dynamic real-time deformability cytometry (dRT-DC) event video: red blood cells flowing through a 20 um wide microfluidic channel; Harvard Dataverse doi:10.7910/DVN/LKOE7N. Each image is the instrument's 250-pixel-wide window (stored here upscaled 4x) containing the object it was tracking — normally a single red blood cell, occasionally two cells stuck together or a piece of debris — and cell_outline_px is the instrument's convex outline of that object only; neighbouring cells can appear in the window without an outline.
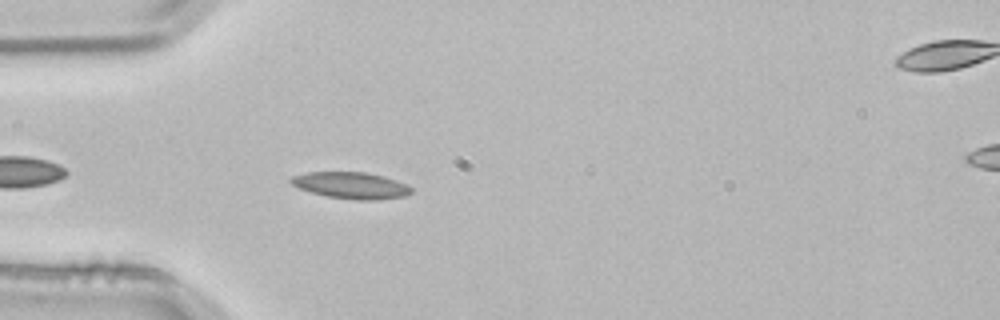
{"species": "common noctule bat (a hibernating species)", "species_latin": "Nyctalus noctula", "temperature_condition": "room temperature", "stored_images_in_passage": 3, "camera_frame_rate_fps": 3000, "um_per_image_px": 0.085, "animal": {"sex": "male", "body_mass_g": 21.5, "forearm_length_mm": 52.0}, "frame": {"image": 1, "passage_image": 2, "time_ms": 0.333, "image_size_px": [1000, 320], "cell_outline_px": [[412, 192], [404, 196], [376, 200], [356, 200], [328, 196], [312, 192], [300, 188], [292, 184], [288, 180], [292, 176], [308, 172], [364, 172], [384, 176], [408, 184], [412, 188]], "centroid_in_image_um": [29.87, 15.75], "position_along_channel_um": 55.1, "area_um2": 18.55}}